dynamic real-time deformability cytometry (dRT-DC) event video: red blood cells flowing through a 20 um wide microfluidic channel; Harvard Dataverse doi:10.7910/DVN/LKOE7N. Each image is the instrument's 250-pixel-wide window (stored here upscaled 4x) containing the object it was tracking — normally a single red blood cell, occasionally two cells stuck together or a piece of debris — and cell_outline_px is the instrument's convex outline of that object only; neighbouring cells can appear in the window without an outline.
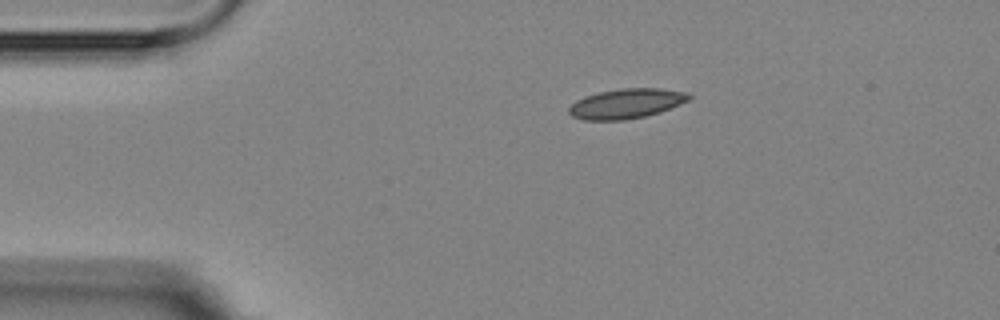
{"species": "Egyptian fruit bat (a non-hibernating species)", "species_latin": "Rousettus aegyptiacus", "temperature_condition": "room temperature", "stored_images_in_passage": 4, "camera_frame_rate_fps": 3000, "um_per_image_px": 0.085, "animal": {"sex": "female"}, "frame": {"image": 1, "passage_image": 1, "time_ms": 0.0, "image_size_px": [1000, 320], "cell_outline_px": [[692, 96], [688, 100], [680, 104], [660, 112], [644, 116], [624, 120], [584, 120], [572, 116], [568, 112], [568, 108], [576, 100], [584, 96], [600, 92], [620, 88], [660, 88], [688, 92]], "centroid_in_image_um": [53.23, 8.8], "position_along_channel_um": 31.8, "area_um2": 20.87}}
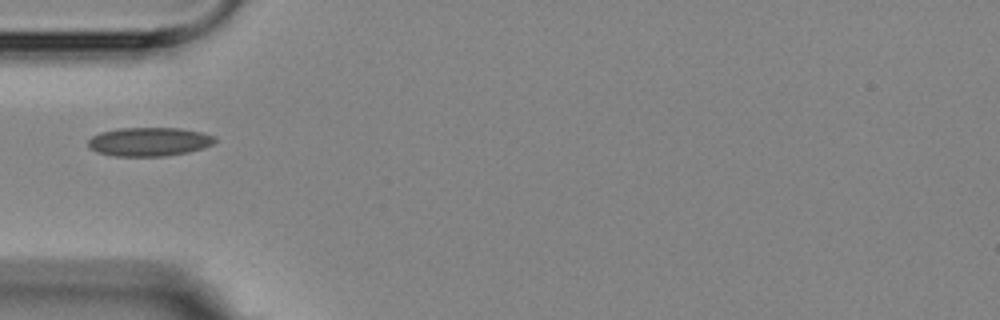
{"frame": {"image": 2, "passage_image": 3, "time_ms": 2.333, "image_size_px": [1000, 320], "cell_outline_px": [[216, 140], [212, 144], [204, 148], [188, 152], [164, 156], [116, 156], [96, 152], [88, 144], [88, 140], [92, 136], [100, 132], [116, 128], [180, 128], [200, 132], [216, 136]], "centroid_in_image_um": [12.68, 12.04], "position_along_channel_um": 72.3, "area_um2": 21.27}}